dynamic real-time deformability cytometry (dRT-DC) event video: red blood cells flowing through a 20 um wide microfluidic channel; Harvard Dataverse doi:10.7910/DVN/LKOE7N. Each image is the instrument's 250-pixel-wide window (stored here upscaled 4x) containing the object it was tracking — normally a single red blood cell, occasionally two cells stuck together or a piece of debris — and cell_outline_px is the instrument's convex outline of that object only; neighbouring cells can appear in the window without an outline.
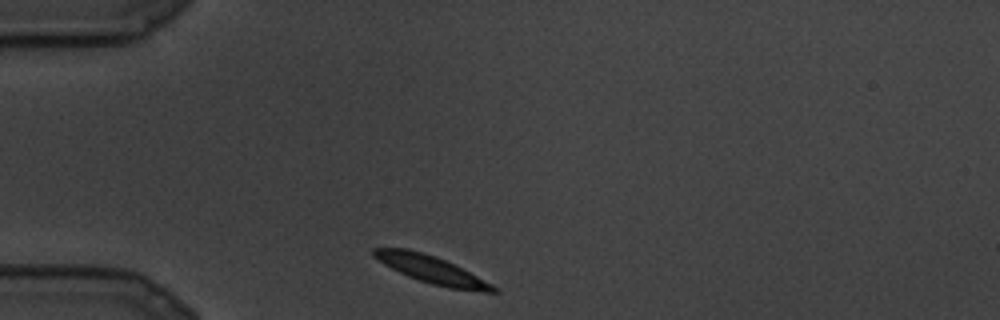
{"species": "common noctule bat (a hibernating species)", "species_latin": "Nyctalus noctula", "temperature_condition": "cold", "stored_images_in_passage": 22, "camera_frame_rate_fps": 3000, "um_per_image_px": 0.085, "animal": {"sex": "male", "body_mass_g": 19.5, "forearm_length_mm": 54.6}, "frame": {"image": 1, "passage_image": 1, "time_ms": 0.0, "image_size_px": [1000, 320], "cell_outline_px": [[500, 292], [484, 292], [448, 288], [432, 284], [408, 276], [384, 264], [372, 256], [372, 248], [408, 248], [424, 252], [436, 256], [492, 284]], "centroid_in_image_um": [36.63, 22.9], "position_along_channel_um": 48.4, "area_um2": 18.84}}
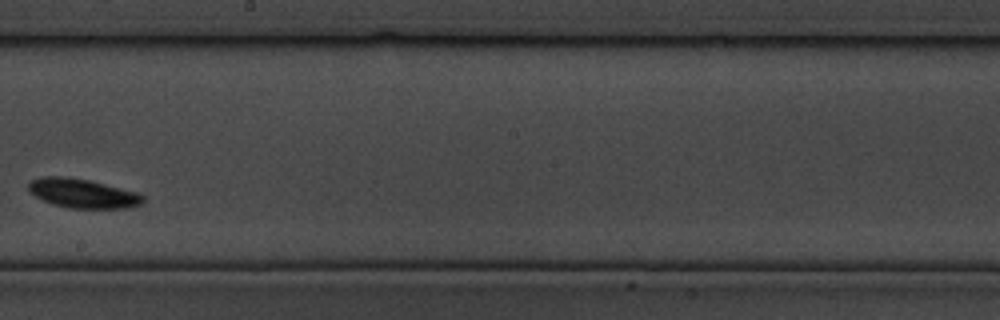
{"frame": {"image": 2, "passage_image": 10, "time_ms": 3.0, "image_size_px": [1000, 320], "cell_outline_px": [[144, 204], [132, 208], [68, 208], [52, 204], [36, 196], [28, 188], [28, 184], [32, 180], [40, 176], [64, 176], [88, 180], [140, 192], [144, 196]], "centroid_in_image_um": [7.1, 16.44], "position_along_channel_um": 241.1, "area_um2": 19.65}}
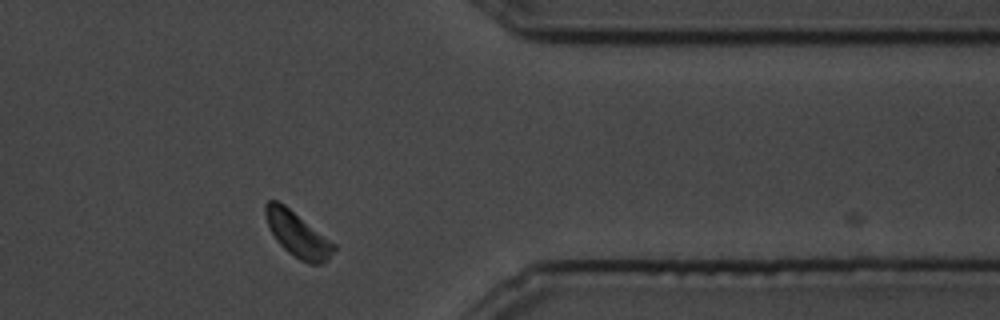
{"frame": {"image": 3, "passage_image": 17, "time_ms": 5.333, "image_size_px": [1000, 320], "cell_outline_px": [[336, 248], [328, 260], [320, 264], [308, 264], [300, 260], [288, 252], [276, 240], [268, 224], [264, 212], [264, 204], [268, 200], [276, 200], [284, 204], [336, 244]], "centroid_in_image_um": [25.3, 19.92], "position_along_channel_um": 386.1, "area_um2": 17.86}}